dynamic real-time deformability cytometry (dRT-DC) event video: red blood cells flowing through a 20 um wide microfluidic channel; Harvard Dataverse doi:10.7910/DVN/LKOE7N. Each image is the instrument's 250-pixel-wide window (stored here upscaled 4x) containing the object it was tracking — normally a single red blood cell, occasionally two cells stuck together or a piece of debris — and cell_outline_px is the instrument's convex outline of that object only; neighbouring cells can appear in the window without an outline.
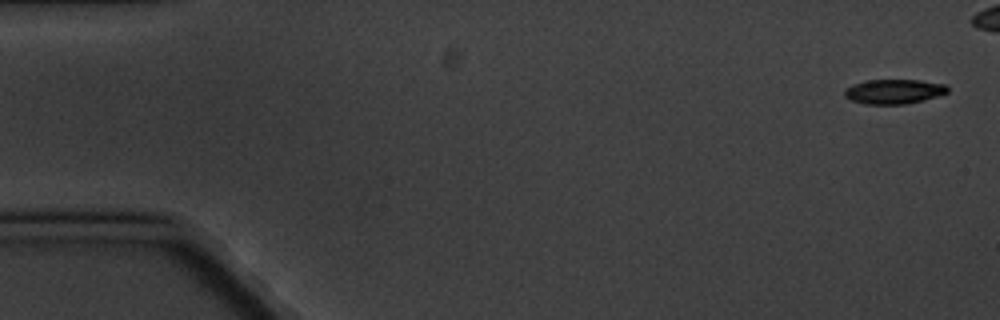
{"species": "common noctule bat (a hibernating species)", "species_latin": "Nyctalus noctula", "temperature_condition": "cold", "stored_images_in_passage": 6, "camera_frame_rate_fps": 3000, "um_per_image_px": 0.085, "animal": {"sex": "male", "body_mass_g": 20.1, "forearm_length_mm": 53.5}, "frame": {"image": 1, "passage_image": 1, "time_ms": 0.0, "image_size_px": [1000, 320], "cell_outline_px": [[948, 92], [924, 100], [904, 104], [864, 104], [852, 100], [844, 96], [844, 92], [852, 84], [868, 80], [916, 80], [944, 84], [948, 88]], "centroid_in_image_um": [75.96, 7.78], "position_along_channel_um": 9.0, "area_um2": 14.57}}